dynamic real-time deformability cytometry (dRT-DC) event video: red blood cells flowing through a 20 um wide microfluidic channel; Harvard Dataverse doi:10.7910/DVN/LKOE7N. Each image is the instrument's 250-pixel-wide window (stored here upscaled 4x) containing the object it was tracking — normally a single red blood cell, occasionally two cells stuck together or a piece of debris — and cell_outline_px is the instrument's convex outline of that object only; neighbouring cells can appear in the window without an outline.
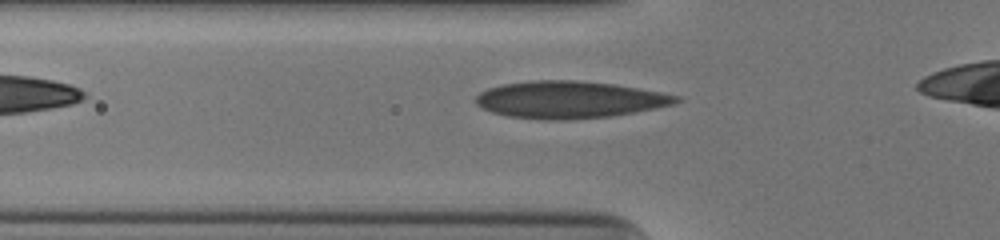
{"species": "human", "species_latin": "Homo sapiens", "temperature_condition": "cold", "stored_images_in_passage": 29, "camera_frame_rate_fps": 3000, "um_per_image_px": 0.085, "donor": {"sex": "male"}, "frame": {"image": 1, "passage_image": 2, "time_ms": 0.333, "image_size_px": [1000, 240], "cell_outline_px": [[680, 100], [672, 104], [612, 116], [564, 120], [544, 120], [508, 116], [492, 112], [476, 104], [476, 96], [480, 92], [488, 88], [504, 84], [532, 80], [576, 80], [612, 84], [660, 92], [680, 96]], "centroid_in_image_um": [48.35, 8.47], "position_along_channel_um": 77.4, "area_um2": 42.89}}
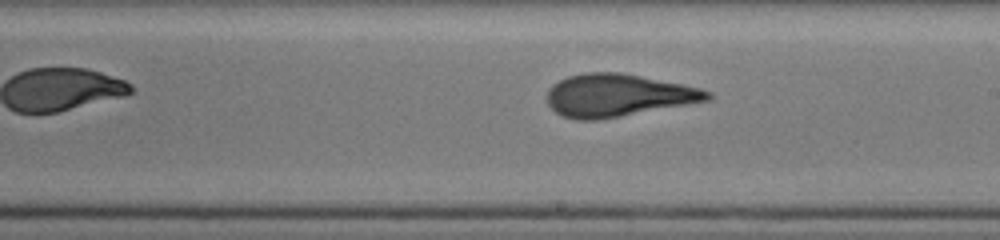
{"frame": {"image": 2, "passage_image": 14, "time_ms": 4.333, "image_size_px": [1000, 240], "cell_outline_px": [[712, 100], [620, 116], [596, 120], [576, 120], [564, 116], [556, 112], [548, 104], [548, 92], [552, 84], [568, 76], [588, 72], [620, 72], [700, 88], [712, 92]], "centroid_in_image_um": [52.53, 8.1], "position_along_channel_um": 236.5, "area_um2": 39.48}}
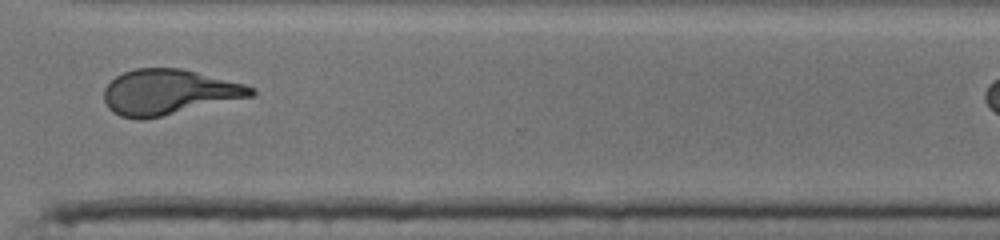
{"frame": {"image": 3, "passage_image": 23, "time_ms": 7.333, "image_size_px": [1000, 240], "cell_outline_px": [[256, 92], [252, 96], [144, 120], [136, 120], [120, 116], [112, 112], [108, 108], [104, 100], [104, 88], [116, 76], [124, 72], [136, 68], [180, 68], [244, 84], [256, 88]], "centroid_in_image_um": [14.3, 7.84], "position_along_channel_um": 356.3, "area_um2": 38.67}}